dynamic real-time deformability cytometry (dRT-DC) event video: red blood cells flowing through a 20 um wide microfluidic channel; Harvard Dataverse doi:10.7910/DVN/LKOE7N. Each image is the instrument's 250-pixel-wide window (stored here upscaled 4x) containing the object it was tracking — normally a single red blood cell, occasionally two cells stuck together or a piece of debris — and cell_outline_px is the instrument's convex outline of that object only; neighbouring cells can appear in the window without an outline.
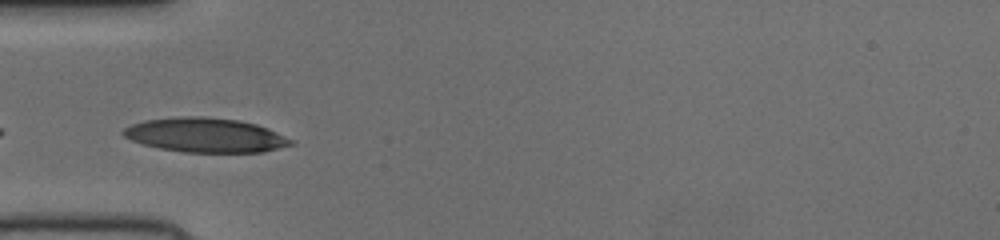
{"species": "human", "species_latin": "Homo sapiens", "temperature_condition": "cold", "stored_images_in_passage": 28, "camera_frame_rate_fps": 3000, "um_per_image_px": 0.085, "donor": {"sex": "female"}, "frame": {"image": 1, "passage_image": 1, "time_ms": 0.0, "image_size_px": [1000, 240], "cell_outline_px": [[296, 144], [264, 152], [184, 152], [160, 148], [144, 144], [132, 140], [124, 136], [120, 132], [124, 128], [132, 124], [144, 120], [180, 116], [204, 116], [240, 120], [256, 124], [268, 128], [292, 140]], "centroid_in_image_um": [17.47, 11.48], "position_along_channel_um": 67.5, "area_um2": 33.64}}
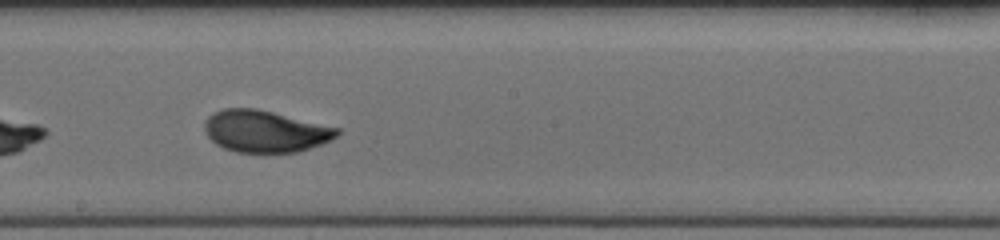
{"frame": {"image": 2, "passage_image": 13, "time_ms": 4.0, "image_size_px": [1000, 240], "cell_outline_px": [[340, 132], [336, 136], [320, 144], [296, 152], [236, 152], [224, 148], [216, 144], [208, 136], [204, 128], [204, 124], [208, 116], [212, 112], [224, 108], [256, 108], [340, 128]], "centroid_in_image_um": [22.5, 11.14], "position_along_channel_um": 225.7, "area_um2": 32.08}}
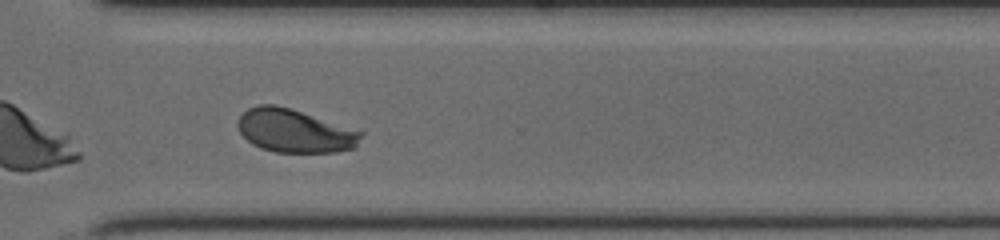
{"frame": {"image": 3, "passage_image": 22, "time_ms": 7.0, "image_size_px": [1000, 240], "cell_outline_px": [[364, 132], [356, 148], [336, 152], [276, 152], [260, 148], [252, 144], [240, 132], [236, 124], [240, 116], [248, 108], [260, 104], [276, 104]], "centroid_in_image_um": [25.04, 11.13], "position_along_channel_um": 345.6, "area_um2": 30.92}}